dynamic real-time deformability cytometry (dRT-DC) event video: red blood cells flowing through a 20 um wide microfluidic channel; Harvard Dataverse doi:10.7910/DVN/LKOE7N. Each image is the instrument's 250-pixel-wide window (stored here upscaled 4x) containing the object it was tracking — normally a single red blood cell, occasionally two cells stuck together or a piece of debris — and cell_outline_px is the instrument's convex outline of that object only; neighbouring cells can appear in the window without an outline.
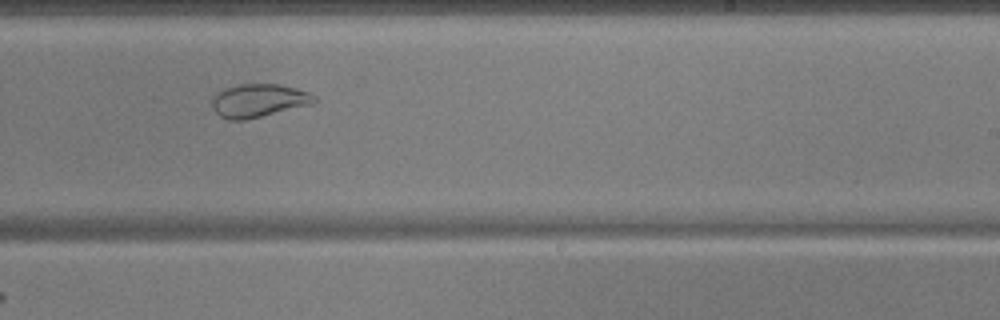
{"species": "common noctule bat (a hibernating species)", "species_latin": "Nyctalus noctula", "temperature_condition": "warm", "stored_images_in_passage": 48, "camera_frame_rate_fps": 3000, "um_per_image_px": 0.085, "animal": {"sex": "male", "body_mass_g": 17.9, "forearm_length_mm": 54.2}, "frame": {"image": 1, "passage_image": 28, "time_ms": 9.0, "image_size_px": [1000, 320], "cell_outline_px": [[316, 100], [312, 104], [244, 120], [228, 120], [220, 116], [212, 108], [212, 96], [216, 92], [224, 88], [236, 84], [280, 84], [296, 88], [308, 92], [316, 96]], "centroid_in_image_um": [21.94, 8.53], "position_along_channel_um": 267.1, "area_um2": 19.88}, "authors_computed_cell_mechanics": {"area_um2": 28.3798, "velocity_mm_per_s": 3.8195, "shape_relaxation_time_tau1_ms": null, "shape_relaxation_time_tau2_ms": 0.8495, "deformation_change_tau1": null, "deformation_change_tau2": 0.0702}}